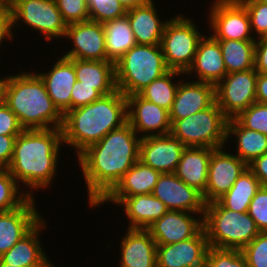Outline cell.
Instances as JSON below:
<instances>
[{"mask_svg": "<svg viewBox=\"0 0 267 267\" xmlns=\"http://www.w3.org/2000/svg\"><path fill=\"white\" fill-rule=\"evenodd\" d=\"M128 122L127 99L119 90L63 115L62 142L77 157L89 145Z\"/></svg>", "mask_w": 267, "mask_h": 267, "instance_id": "cell-3", "label": "cell"}, {"mask_svg": "<svg viewBox=\"0 0 267 267\" xmlns=\"http://www.w3.org/2000/svg\"><path fill=\"white\" fill-rule=\"evenodd\" d=\"M151 194L161 200L168 210L204 214L206 204L202 194L175 173H161Z\"/></svg>", "mask_w": 267, "mask_h": 267, "instance_id": "cell-16", "label": "cell"}, {"mask_svg": "<svg viewBox=\"0 0 267 267\" xmlns=\"http://www.w3.org/2000/svg\"><path fill=\"white\" fill-rule=\"evenodd\" d=\"M17 0H0V5L11 7Z\"/></svg>", "mask_w": 267, "mask_h": 267, "instance_id": "cell-51", "label": "cell"}, {"mask_svg": "<svg viewBox=\"0 0 267 267\" xmlns=\"http://www.w3.org/2000/svg\"><path fill=\"white\" fill-rule=\"evenodd\" d=\"M203 228L209 247L231 250H242L260 232L248 212L226 209L218 201L205 205Z\"/></svg>", "mask_w": 267, "mask_h": 267, "instance_id": "cell-5", "label": "cell"}, {"mask_svg": "<svg viewBox=\"0 0 267 267\" xmlns=\"http://www.w3.org/2000/svg\"><path fill=\"white\" fill-rule=\"evenodd\" d=\"M260 187L259 179L247 167L233 186L217 201L226 209L248 212L250 202Z\"/></svg>", "mask_w": 267, "mask_h": 267, "instance_id": "cell-32", "label": "cell"}, {"mask_svg": "<svg viewBox=\"0 0 267 267\" xmlns=\"http://www.w3.org/2000/svg\"><path fill=\"white\" fill-rule=\"evenodd\" d=\"M154 0L126 11L137 44H161L164 28L169 19H161Z\"/></svg>", "mask_w": 267, "mask_h": 267, "instance_id": "cell-26", "label": "cell"}, {"mask_svg": "<svg viewBox=\"0 0 267 267\" xmlns=\"http://www.w3.org/2000/svg\"><path fill=\"white\" fill-rule=\"evenodd\" d=\"M141 138L127 122L110 131L100 141L89 145L78 159L88 192L89 206L94 208L139 160Z\"/></svg>", "mask_w": 267, "mask_h": 267, "instance_id": "cell-1", "label": "cell"}, {"mask_svg": "<svg viewBox=\"0 0 267 267\" xmlns=\"http://www.w3.org/2000/svg\"><path fill=\"white\" fill-rule=\"evenodd\" d=\"M18 135H0V169H7L13 155L15 139Z\"/></svg>", "mask_w": 267, "mask_h": 267, "instance_id": "cell-47", "label": "cell"}, {"mask_svg": "<svg viewBox=\"0 0 267 267\" xmlns=\"http://www.w3.org/2000/svg\"><path fill=\"white\" fill-rule=\"evenodd\" d=\"M184 77L186 76L183 72L169 70L161 77L153 80L138 94L145 100L170 111L174 102L177 87ZM177 78L179 79L177 80Z\"/></svg>", "mask_w": 267, "mask_h": 267, "instance_id": "cell-33", "label": "cell"}, {"mask_svg": "<svg viewBox=\"0 0 267 267\" xmlns=\"http://www.w3.org/2000/svg\"><path fill=\"white\" fill-rule=\"evenodd\" d=\"M10 7L0 6V47L7 40L12 41L15 37Z\"/></svg>", "mask_w": 267, "mask_h": 267, "instance_id": "cell-45", "label": "cell"}, {"mask_svg": "<svg viewBox=\"0 0 267 267\" xmlns=\"http://www.w3.org/2000/svg\"><path fill=\"white\" fill-rule=\"evenodd\" d=\"M205 267H248L241 250L209 247Z\"/></svg>", "mask_w": 267, "mask_h": 267, "instance_id": "cell-37", "label": "cell"}, {"mask_svg": "<svg viewBox=\"0 0 267 267\" xmlns=\"http://www.w3.org/2000/svg\"><path fill=\"white\" fill-rule=\"evenodd\" d=\"M122 207L128 228L147 229L167 211L165 204L152 194L125 197L118 205Z\"/></svg>", "mask_w": 267, "mask_h": 267, "instance_id": "cell-29", "label": "cell"}, {"mask_svg": "<svg viewBox=\"0 0 267 267\" xmlns=\"http://www.w3.org/2000/svg\"><path fill=\"white\" fill-rule=\"evenodd\" d=\"M36 206L35 197H29L20 207L0 212V257L43 219Z\"/></svg>", "mask_w": 267, "mask_h": 267, "instance_id": "cell-18", "label": "cell"}, {"mask_svg": "<svg viewBox=\"0 0 267 267\" xmlns=\"http://www.w3.org/2000/svg\"><path fill=\"white\" fill-rule=\"evenodd\" d=\"M227 74L254 68L255 41L218 40Z\"/></svg>", "mask_w": 267, "mask_h": 267, "instance_id": "cell-34", "label": "cell"}, {"mask_svg": "<svg viewBox=\"0 0 267 267\" xmlns=\"http://www.w3.org/2000/svg\"><path fill=\"white\" fill-rule=\"evenodd\" d=\"M213 150L208 147H185L174 172L183 182L202 195L206 189L209 161Z\"/></svg>", "mask_w": 267, "mask_h": 267, "instance_id": "cell-27", "label": "cell"}, {"mask_svg": "<svg viewBox=\"0 0 267 267\" xmlns=\"http://www.w3.org/2000/svg\"><path fill=\"white\" fill-rule=\"evenodd\" d=\"M2 101L16 115L24 130L62 127L63 114L55 106L44 81L35 71L7 75Z\"/></svg>", "mask_w": 267, "mask_h": 267, "instance_id": "cell-4", "label": "cell"}, {"mask_svg": "<svg viewBox=\"0 0 267 267\" xmlns=\"http://www.w3.org/2000/svg\"><path fill=\"white\" fill-rule=\"evenodd\" d=\"M68 59L74 64L76 81L81 82V86L93 87L102 96L117 90L114 62L110 60Z\"/></svg>", "mask_w": 267, "mask_h": 267, "instance_id": "cell-28", "label": "cell"}, {"mask_svg": "<svg viewBox=\"0 0 267 267\" xmlns=\"http://www.w3.org/2000/svg\"><path fill=\"white\" fill-rule=\"evenodd\" d=\"M216 101L215 85L182 79L177 87L170 121H177L209 108Z\"/></svg>", "mask_w": 267, "mask_h": 267, "instance_id": "cell-20", "label": "cell"}, {"mask_svg": "<svg viewBox=\"0 0 267 267\" xmlns=\"http://www.w3.org/2000/svg\"><path fill=\"white\" fill-rule=\"evenodd\" d=\"M254 69L257 73L267 74V37L255 41Z\"/></svg>", "mask_w": 267, "mask_h": 267, "instance_id": "cell-46", "label": "cell"}, {"mask_svg": "<svg viewBox=\"0 0 267 267\" xmlns=\"http://www.w3.org/2000/svg\"><path fill=\"white\" fill-rule=\"evenodd\" d=\"M208 249V239L202 228L188 240L157 245V267H205Z\"/></svg>", "mask_w": 267, "mask_h": 267, "instance_id": "cell-17", "label": "cell"}, {"mask_svg": "<svg viewBox=\"0 0 267 267\" xmlns=\"http://www.w3.org/2000/svg\"><path fill=\"white\" fill-rule=\"evenodd\" d=\"M228 120L215 101L205 110L171 121L170 134L186 147L216 149L227 145Z\"/></svg>", "mask_w": 267, "mask_h": 267, "instance_id": "cell-7", "label": "cell"}, {"mask_svg": "<svg viewBox=\"0 0 267 267\" xmlns=\"http://www.w3.org/2000/svg\"><path fill=\"white\" fill-rule=\"evenodd\" d=\"M260 232H267V186H261L252 198L248 210Z\"/></svg>", "mask_w": 267, "mask_h": 267, "instance_id": "cell-42", "label": "cell"}, {"mask_svg": "<svg viewBox=\"0 0 267 267\" xmlns=\"http://www.w3.org/2000/svg\"><path fill=\"white\" fill-rule=\"evenodd\" d=\"M227 146L212 151L209 161L205 193V204L217 201L236 182L248 165L235 154L229 153Z\"/></svg>", "mask_w": 267, "mask_h": 267, "instance_id": "cell-12", "label": "cell"}, {"mask_svg": "<svg viewBox=\"0 0 267 267\" xmlns=\"http://www.w3.org/2000/svg\"><path fill=\"white\" fill-rule=\"evenodd\" d=\"M56 60L48 71L36 73L44 81L55 106L64 115L71 110V91L76 82V72L74 64L68 58L61 56Z\"/></svg>", "mask_w": 267, "mask_h": 267, "instance_id": "cell-25", "label": "cell"}, {"mask_svg": "<svg viewBox=\"0 0 267 267\" xmlns=\"http://www.w3.org/2000/svg\"><path fill=\"white\" fill-rule=\"evenodd\" d=\"M256 102L267 104V74L257 75Z\"/></svg>", "mask_w": 267, "mask_h": 267, "instance_id": "cell-49", "label": "cell"}, {"mask_svg": "<svg viewBox=\"0 0 267 267\" xmlns=\"http://www.w3.org/2000/svg\"><path fill=\"white\" fill-rule=\"evenodd\" d=\"M226 74L227 71L218 40L210 33L204 35L198 44L192 65L184 75L187 78L196 77L194 81L206 82L216 86Z\"/></svg>", "mask_w": 267, "mask_h": 267, "instance_id": "cell-21", "label": "cell"}, {"mask_svg": "<svg viewBox=\"0 0 267 267\" xmlns=\"http://www.w3.org/2000/svg\"><path fill=\"white\" fill-rule=\"evenodd\" d=\"M103 26L106 56L115 63L137 44L134 33L126 14L114 20L104 22Z\"/></svg>", "mask_w": 267, "mask_h": 267, "instance_id": "cell-31", "label": "cell"}, {"mask_svg": "<svg viewBox=\"0 0 267 267\" xmlns=\"http://www.w3.org/2000/svg\"><path fill=\"white\" fill-rule=\"evenodd\" d=\"M260 1H262V2L265 3V4H267V0H260Z\"/></svg>", "mask_w": 267, "mask_h": 267, "instance_id": "cell-54", "label": "cell"}, {"mask_svg": "<svg viewBox=\"0 0 267 267\" xmlns=\"http://www.w3.org/2000/svg\"><path fill=\"white\" fill-rule=\"evenodd\" d=\"M235 119L243 127L267 135V104L254 102Z\"/></svg>", "mask_w": 267, "mask_h": 267, "instance_id": "cell-38", "label": "cell"}, {"mask_svg": "<svg viewBox=\"0 0 267 267\" xmlns=\"http://www.w3.org/2000/svg\"><path fill=\"white\" fill-rule=\"evenodd\" d=\"M29 196L7 169H0V212L20 207Z\"/></svg>", "mask_w": 267, "mask_h": 267, "instance_id": "cell-35", "label": "cell"}, {"mask_svg": "<svg viewBox=\"0 0 267 267\" xmlns=\"http://www.w3.org/2000/svg\"><path fill=\"white\" fill-rule=\"evenodd\" d=\"M90 20L104 23L126 14V9L118 0H87Z\"/></svg>", "mask_w": 267, "mask_h": 267, "instance_id": "cell-36", "label": "cell"}, {"mask_svg": "<svg viewBox=\"0 0 267 267\" xmlns=\"http://www.w3.org/2000/svg\"><path fill=\"white\" fill-rule=\"evenodd\" d=\"M71 42L65 58L81 60H109L106 56L105 33L102 23L92 20L68 24L63 38ZM66 52V53H65Z\"/></svg>", "mask_w": 267, "mask_h": 267, "instance_id": "cell-13", "label": "cell"}, {"mask_svg": "<svg viewBox=\"0 0 267 267\" xmlns=\"http://www.w3.org/2000/svg\"><path fill=\"white\" fill-rule=\"evenodd\" d=\"M169 70L160 44H136L115 62L116 88L125 96L138 94Z\"/></svg>", "mask_w": 267, "mask_h": 267, "instance_id": "cell-6", "label": "cell"}, {"mask_svg": "<svg viewBox=\"0 0 267 267\" xmlns=\"http://www.w3.org/2000/svg\"><path fill=\"white\" fill-rule=\"evenodd\" d=\"M185 147L171 134L147 136L140 141L139 161L161 173H174Z\"/></svg>", "mask_w": 267, "mask_h": 267, "instance_id": "cell-19", "label": "cell"}, {"mask_svg": "<svg viewBox=\"0 0 267 267\" xmlns=\"http://www.w3.org/2000/svg\"><path fill=\"white\" fill-rule=\"evenodd\" d=\"M0 267H17V266L6 264L0 259Z\"/></svg>", "mask_w": 267, "mask_h": 267, "instance_id": "cell-53", "label": "cell"}, {"mask_svg": "<svg viewBox=\"0 0 267 267\" xmlns=\"http://www.w3.org/2000/svg\"><path fill=\"white\" fill-rule=\"evenodd\" d=\"M62 145L61 128L23 130L16 137L7 170L29 197L55 184Z\"/></svg>", "mask_w": 267, "mask_h": 267, "instance_id": "cell-2", "label": "cell"}, {"mask_svg": "<svg viewBox=\"0 0 267 267\" xmlns=\"http://www.w3.org/2000/svg\"><path fill=\"white\" fill-rule=\"evenodd\" d=\"M121 5L127 10L134 7L142 6L148 3L150 0H118Z\"/></svg>", "mask_w": 267, "mask_h": 267, "instance_id": "cell-50", "label": "cell"}, {"mask_svg": "<svg viewBox=\"0 0 267 267\" xmlns=\"http://www.w3.org/2000/svg\"><path fill=\"white\" fill-rule=\"evenodd\" d=\"M241 253L248 267H267V232H259Z\"/></svg>", "mask_w": 267, "mask_h": 267, "instance_id": "cell-40", "label": "cell"}, {"mask_svg": "<svg viewBox=\"0 0 267 267\" xmlns=\"http://www.w3.org/2000/svg\"><path fill=\"white\" fill-rule=\"evenodd\" d=\"M128 123L140 138L167 135L171 131L167 109L145 100L139 94L126 96Z\"/></svg>", "mask_w": 267, "mask_h": 267, "instance_id": "cell-14", "label": "cell"}, {"mask_svg": "<svg viewBox=\"0 0 267 267\" xmlns=\"http://www.w3.org/2000/svg\"><path fill=\"white\" fill-rule=\"evenodd\" d=\"M10 10L13 28L26 24L25 28H32V32H38L47 42L56 38L63 40L67 24L63 21L55 0H17Z\"/></svg>", "mask_w": 267, "mask_h": 267, "instance_id": "cell-9", "label": "cell"}, {"mask_svg": "<svg viewBox=\"0 0 267 267\" xmlns=\"http://www.w3.org/2000/svg\"><path fill=\"white\" fill-rule=\"evenodd\" d=\"M210 5L207 27L216 40L256 41L249 14L240 1L213 0Z\"/></svg>", "mask_w": 267, "mask_h": 267, "instance_id": "cell-10", "label": "cell"}, {"mask_svg": "<svg viewBox=\"0 0 267 267\" xmlns=\"http://www.w3.org/2000/svg\"><path fill=\"white\" fill-rule=\"evenodd\" d=\"M232 139L236 142V146H233L236 148L234 154L247 165L267 153V135L243 127L235 118L229 119L227 123V143H231Z\"/></svg>", "mask_w": 267, "mask_h": 267, "instance_id": "cell-30", "label": "cell"}, {"mask_svg": "<svg viewBox=\"0 0 267 267\" xmlns=\"http://www.w3.org/2000/svg\"><path fill=\"white\" fill-rule=\"evenodd\" d=\"M101 97L93 87L81 86V82L76 81L71 91V110L91 104Z\"/></svg>", "mask_w": 267, "mask_h": 267, "instance_id": "cell-43", "label": "cell"}, {"mask_svg": "<svg viewBox=\"0 0 267 267\" xmlns=\"http://www.w3.org/2000/svg\"><path fill=\"white\" fill-rule=\"evenodd\" d=\"M248 168L259 179L261 186H267V153L256 158Z\"/></svg>", "mask_w": 267, "mask_h": 267, "instance_id": "cell-48", "label": "cell"}, {"mask_svg": "<svg viewBox=\"0 0 267 267\" xmlns=\"http://www.w3.org/2000/svg\"><path fill=\"white\" fill-rule=\"evenodd\" d=\"M2 77H0V101H2L3 85H4V82H5L6 76L3 75Z\"/></svg>", "mask_w": 267, "mask_h": 267, "instance_id": "cell-52", "label": "cell"}, {"mask_svg": "<svg viewBox=\"0 0 267 267\" xmlns=\"http://www.w3.org/2000/svg\"><path fill=\"white\" fill-rule=\"evenodd\" d=\"M43 218L26 236L18 241L0 259L17 267H56L48 257L45 247L41 243L40 234L45 231L48 223ZM44 247V248H43Z\"/></svg>", "mask_w": 267, "mask_h": 267, "instance_id": "cell-23", "label": "cell"}, {"mask_svg": "<svg viewBox=\"0 0 267 267\" xmlns=\"http://www.w3.org/2000/svg\"><path fill=\"white\" fill-rule=\"evenodd\" d=\"M23 130L16 115L0 101V135H19Z\"/></svg>", "mask_w": 267, "mask_h": 267, "instance_id": "cell-44", "label": "cell"}, {"mask_svg": "<svg viewBox=\"0 0 267 267\" xmlns=\"http://www.w3.org/2000/svg\"><path fill=\"white\" fill-rule=\"evenodd\" d=\"M63 21L68 25L90 20L87 0H55Z\"/></svg>", "mask_w": 267, "mask_h": 267, "instance_id": "cell-41", "label": "cell"}, {"mask_svg": "<svg viewBox=\"0 0 267 267\" xmlns=\"http://www.w3.org/2000/svg\"><path fill=\"white\" fill-rule=\"evenodd\" d=\"M257 71L232 72L215 86L216 103L228 119L237 117L256 102Z\"/></svg>", "mask_w": 267, "mask_h": 267, "instance_id": "cell-11", "label": "cell"}, {"mask_svg": "<svg viewBox=\"0 0 267 267\" xmlns=\"http://www.w3.org/2000/svg\"><path fill=\"white\" fill-rule=\"evenodd\" d=\"M186 16L176 14L169 18L160 44L167 67L183 73L192 65L198 44L205 35L196 22Z\"/></svg>", "mask_w": 267, "mask_h": 267, "instance_id": "cell-8", "label": "cell"}, {"mask_svg": "<svg viewBox=\"0 0 267 267\" xmlns=\"http://www.w3.org/2000/svg\"><path fill=\"white\" fill-rule=\"evenodd\" d=\"M120 242L118 267H157V245L147 229L126 228Z\"/></svg>", "mask_w": 267, "mask_h": 267, "instance_id": "cell-24", "label": "cell"}, {"mask_svg": "<svg viewBox=\"0 0 267 267\" xmlns=\"http://www.w3.org/2000/svg\"><path fill=\"white\" fill-rule=\"evenodd\" d=\"M203 216L204 214L168 210L147 230L156 245L177 243L194 237L203 228Z\"/></svg>", "mask_w": 267, "mask_h": 267, "instance_id": "cell-15", "label": "cell"}, {"mask_svg": "<svg viewBox=\"0 0 267 267\" xmlns=\"http://www.w3.org/2000/svg\"><path fill=\"white\" fill-rule=\"evenodd\" d=\"M250 18L251 31L255 39L267 37V4L260 0H241Z\"/></svg>", "mask_w": 267, "mask_h": 267, "instance_id": "cell-39", "label": "cell"}, {"mask_svg": "<svg viewBox=\"0 0 267 267\" xmlns=\"http://www.w3.org/2000/svg\"><path fill=\"white\" fill-rule=\"evenodd\" d=\"M160 176L161 172L138 160L94 208L108 202L117 206L125 197L151 194Z\"/></svg>", "mask_w": 267, "mask_h": 267, "instance_id": "cell-22", "label": "cell"}]
</instances>
